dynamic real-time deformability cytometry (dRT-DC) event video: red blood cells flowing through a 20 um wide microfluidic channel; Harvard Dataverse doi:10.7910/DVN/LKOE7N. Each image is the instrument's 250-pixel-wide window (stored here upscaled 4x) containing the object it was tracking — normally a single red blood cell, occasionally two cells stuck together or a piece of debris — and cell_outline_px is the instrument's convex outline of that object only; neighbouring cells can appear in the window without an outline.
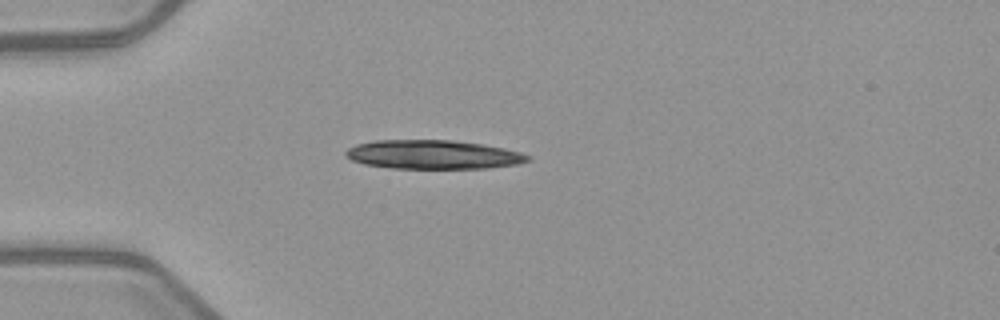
{"species": "common noctule bat (a hibernating species)", "species_latin": "Nyctalus noctula", "temperature_condition": "warm", "stored_images_in_passage": 1, "camera_frame_rate_fps": 3000, "um_per_image_px": 0.085, "animal": {"sex": "female", "body_mass_g": 21.9}, "frame": {"image": 1, "passage_image": 1, "time_ms": 0.0, "image_size_px": [1000, 320], "cell_outline_px": [[532, 160], [516, 164], [488, 168], [392, 168], [364, 164], [352, 160], [344, 156], [344, 152], [348, 148], [356, 144], [376, 140], [452, 140], [484, 144], [504, 148], [520, 152], [532, 156]], "centroid_in_image_um": [36.82, 13.13], "position_along_channel_um": 48.2, "area_um2": 30.81}}